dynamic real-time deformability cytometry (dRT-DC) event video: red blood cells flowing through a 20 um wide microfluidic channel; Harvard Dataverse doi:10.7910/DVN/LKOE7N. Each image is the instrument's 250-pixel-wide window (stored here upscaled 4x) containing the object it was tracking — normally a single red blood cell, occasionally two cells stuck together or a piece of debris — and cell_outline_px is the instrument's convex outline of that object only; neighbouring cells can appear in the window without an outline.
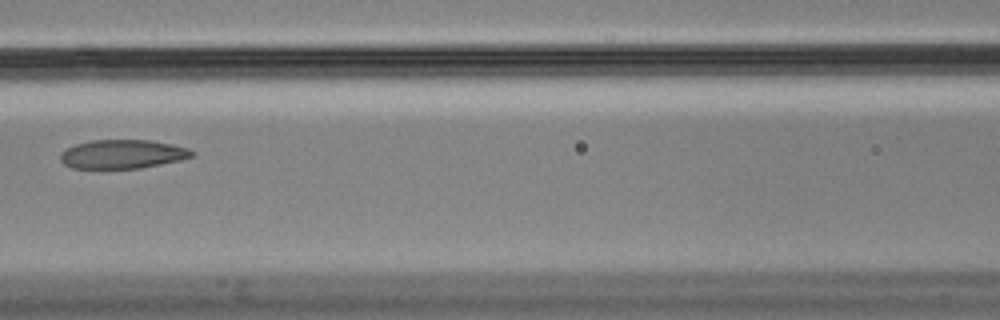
{"species": "Egyptian fruit bat (a non-hibernating species)", "species_latin": "Rousettus aegyptiacus", "temperature_condition": "cold", "stored_images_in_passage": 13, "camera_frame_rate_fps": 3000, "um_per_image_px": 0.085, "animal": {"sex": "male"}, "frame": {"image": 1, "passage_image": 6, "time_ms": 1.667, "image_size_px": [1000, 320], "cell_outline_px": [[196, 152], [192, 156], [180, 160], [140, 168], [72, 168], [64, 164], [60, 160], [60, 152], [64, 148], [76, 144], [92, 140], [152, 140], [172, 144], [188, 148]], "centroid_in_image_um": [10.39, 13.09], "position_along_channel_um": 156.2, "area_um2": 22.2}}
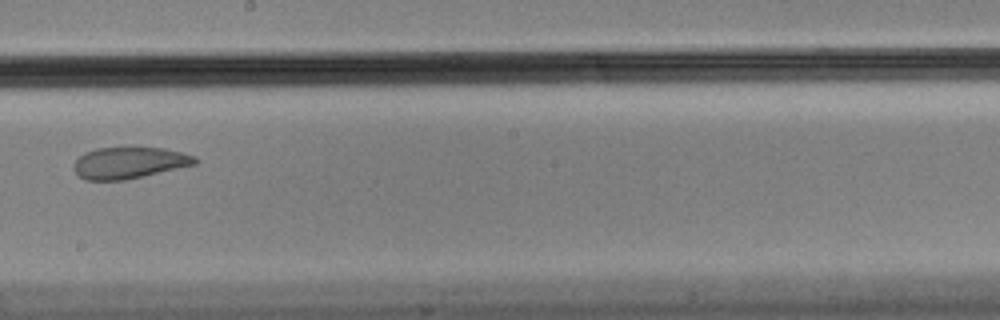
{"frame": {"image": 2, "passage_image": 8, "time_ms": 2.333, "image_size_px": [1000, 320], "cell_outline_px": [[200, 160], [196, 164], [124, 180], [84, 180], [72, 168], [72, 164], [84, 152], [96, 148], [136, 144], [164, 148], [196, 156]], "centroid_in_image_um": [10.98, 13.78], "position_along_channel_um": 237.2, "area_um2": 23.12}}